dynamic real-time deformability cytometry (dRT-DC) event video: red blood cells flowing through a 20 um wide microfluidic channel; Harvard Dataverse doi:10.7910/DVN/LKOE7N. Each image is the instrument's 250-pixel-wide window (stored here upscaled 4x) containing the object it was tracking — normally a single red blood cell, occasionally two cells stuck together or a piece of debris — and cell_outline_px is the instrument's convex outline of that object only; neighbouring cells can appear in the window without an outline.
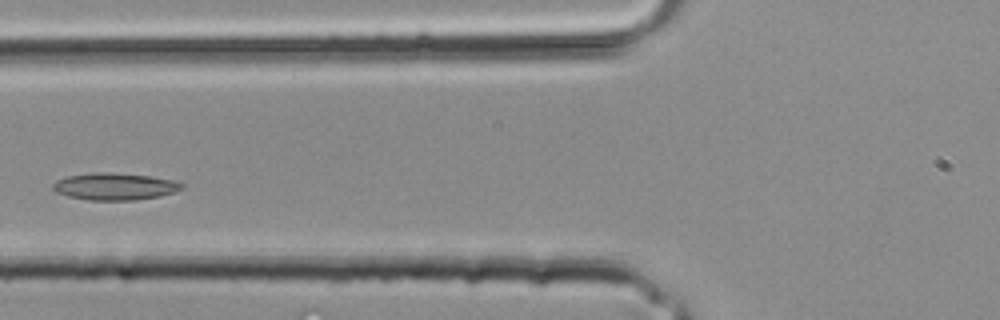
{"species": "common noctule bat (a hibernating species)", "species_latin": "Nyctalus noctula", "temperature_condition": "room temperature", "stored_images_in_passage": 29, "camera_frame_rate_fps": 3000, "um_per_image_px": 0.085, "animal": {"sex": "male", "body_mass_g": 20.4}, "frame": {"image": 1, "passage_image": 9, "time_ms": 2.667, "image_size_px": [1000, 320], "cell_outline_px": [[184, 188], [160, 196], [136, 200], [88, 200], [68, 196], [56, 192], [52, 188], [52, 184], [56, 180], [68, 176], [96, 172], [104, 172], [152, 176], [172, 180], [184, 184]], "centroid_in_image_um": [9.74, 15.85], "position_along_channel_um": 116.1, "area_um2": 20.23}}
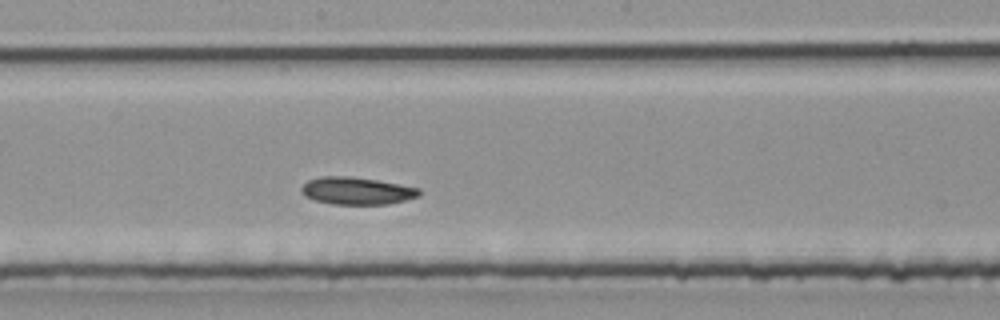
{"frame": {"image": 2, "passage_image": 14, "time_ms": 4.333, "image_size_px": [1000, 320], "cell_outline_px": [[420, 196], [388, 204], [332, 204], [316, 200], [304, 196], [300, 192], [300, 188], [308, 180], [320, 176], [352, 176], [376, 180], [420, 188]], "centroid_in_image_um": [30.29, 16.21], "position_along_channel_um": 217.9, "area_um2": 18.79}}
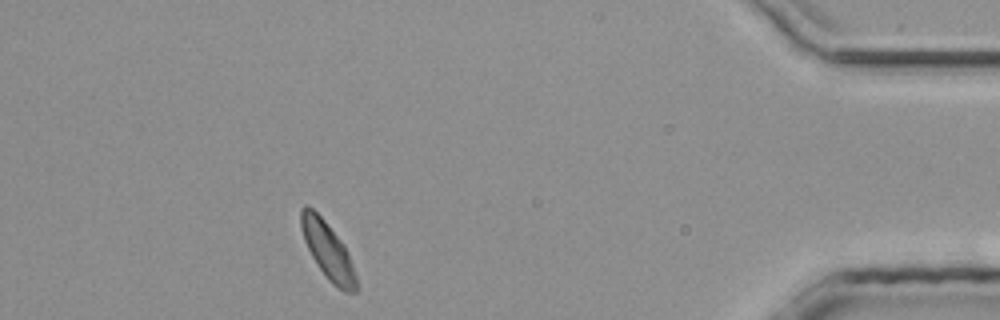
{"frame": {"image": 3, "passage_image": 26, "time_ms": 8.333, "image_size_px": [1000, 320], "cell_outline_px": [[356, 292], [344, 292], [332, 284], [328, 280], [316, 264], [304, 240], [300, 228], [300, 208], [304, 204], [308, 204], [324, 220], [344, 244], [348, 252], [356, 276]], "centroid_in_image_um": [27.83, 21.27], "position_along_channel_um": 407.4, "area_um2": 18.32}}